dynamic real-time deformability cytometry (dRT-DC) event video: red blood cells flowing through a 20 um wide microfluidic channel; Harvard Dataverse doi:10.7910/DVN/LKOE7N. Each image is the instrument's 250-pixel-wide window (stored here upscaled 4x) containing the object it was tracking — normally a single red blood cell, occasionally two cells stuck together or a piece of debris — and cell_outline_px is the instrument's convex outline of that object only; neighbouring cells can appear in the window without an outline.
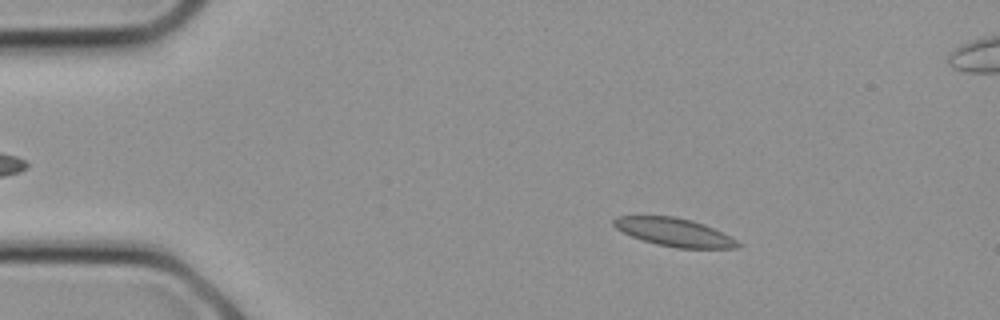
{"species": "common noctule bat (a hibernating species)", "species_latin": "Nyctalus noctula", "temperature_condition": "cold", "stored_images_in_passage": 14, "camera_frame_rate_fps": 3000, "um_per_image_px": 0.085, "animal": {"sex": "female", "body_mass_g": 21.9}, "frame": {"image": 1, "passage_image": 3, "time_ms": 0.667, "image_size_px": [1000, 320], "cell_outline_px": [[744, 244], [740, 248], [676, 248], [656, 244], [632, 236], [616, 228], [612, 224], [612, 220], [616, 216], [676, 216], [692, 220], [704, 224]], "centroid_in_image_um": [57.32, 19.74], "position_along_channel_um": 27.7, "area_um2": 20.29}}
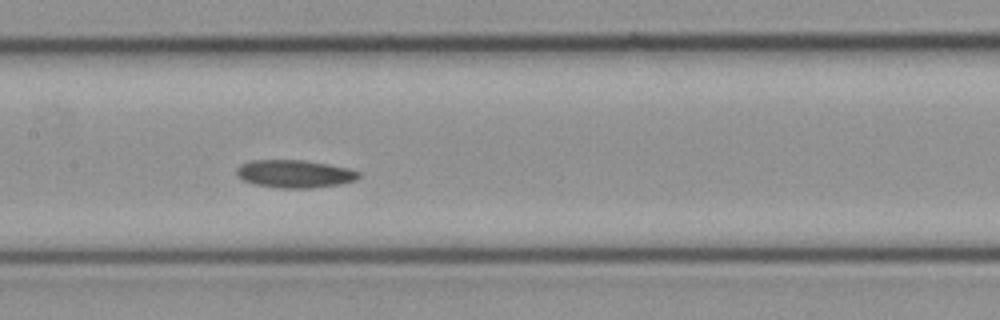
{"frame": {"image": 2, "passage_image": 11, "time_ms": 3.333, "image_size_px": [1000, 320], "cell_outline_px": [[360, 176], [356, 180], [340, 184], [312, 188], [280, 188], [252, 184], [236, 176], [236, 168], [240, 164], [252, 160], [304, 160], [328, 164], [348, 168], [360, 172]], "centroid_in_image_um": [25.02, 14.77], "position_along_channel_um": 182.4, "area_um2": 19.94}}
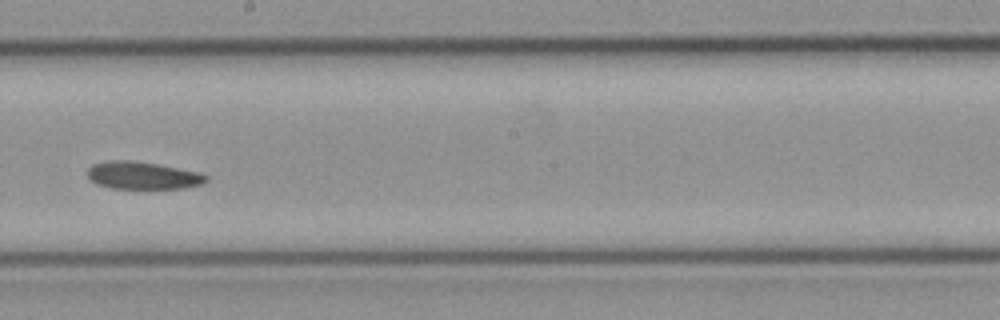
{"frame": {"image": 3, "passage_image": 13, "time_ms": 4.0, "image_size_px": [1000, 320], "cell_outline_px": [[208, 180], [200, 184], [184, 188], [112, 188], [96, 184], [88, 180], [84, 172], [92, 164], [108, 160], [132, 160], [156, 164], [196, 172], [208, 176]], "centroid_in_image_um": [12.01, 14.91], "position_along_channel_um": 236.2, "area_um2": 19.02}}